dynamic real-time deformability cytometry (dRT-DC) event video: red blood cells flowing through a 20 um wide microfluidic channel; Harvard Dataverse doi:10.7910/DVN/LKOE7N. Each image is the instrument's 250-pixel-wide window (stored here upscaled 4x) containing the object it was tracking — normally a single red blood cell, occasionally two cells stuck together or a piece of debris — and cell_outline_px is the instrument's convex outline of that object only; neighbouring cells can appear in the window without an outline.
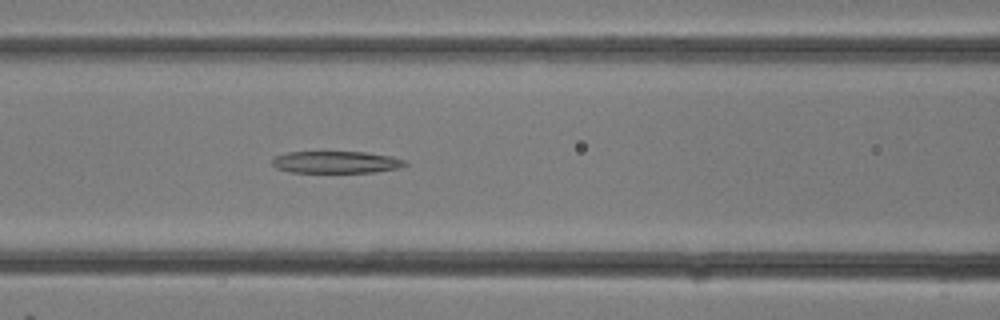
{"species": "common noctule bat (a hibernating species)", "species_latin": "Nyctalus noctula", "temperature_condition": "room temperature", "stored_images_in_passage": 12, "camera_frame_rate_fps": 3000, "um_per_image_px": 0.085, "animal": {"sex": "female"}, "frame": {"image": 1, "passage_image": 12, "time_ms": 3.667, "image_size_px": [1000, 320], "cell_outline_px": [[408, 164], [400, 168], [372, 172], [292, 172], [276, 168], [272, 164], [272, 160], [276, 156], [288, 152], [364, 152], [392, 156], [408, 160]], "centroid_in_image_um": [28.62, 13.78], "position_along_channel_um": 138.0, "area_um2": 17.05}}